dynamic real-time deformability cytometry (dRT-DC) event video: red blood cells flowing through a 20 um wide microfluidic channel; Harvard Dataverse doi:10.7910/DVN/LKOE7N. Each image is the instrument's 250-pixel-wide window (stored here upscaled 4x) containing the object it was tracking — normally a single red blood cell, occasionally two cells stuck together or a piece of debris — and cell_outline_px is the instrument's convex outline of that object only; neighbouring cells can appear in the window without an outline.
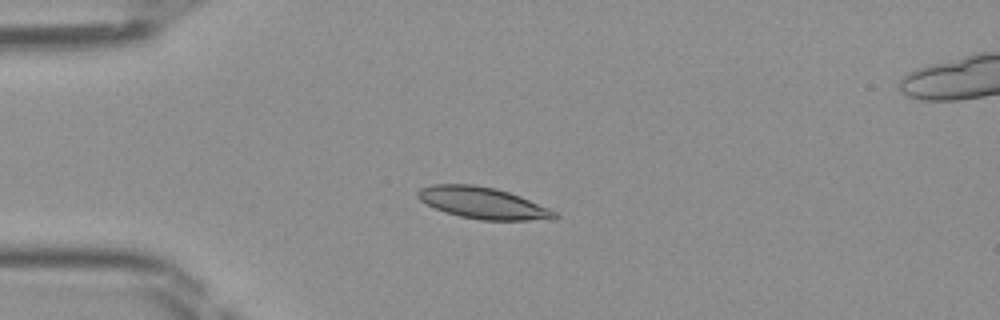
{"species": "Egyptian fruit bat (a non-hibernating species)", "species_latin": "Rousettus aegyptiacus", "temperature_condition": "room temperature", "stored_images_in_passage": 47, "camera_frame_rate_fps": 3000, "um_per_image_px": 0.085, "frame": {"image": 1, "passage_image": 12, "time_ms": 3.667, "image_size_px": [1000, 320], "cell_outline_px": [[560, 216], [556, 220], [480, 220], [460, 216], [444, 212], [420, 200], [416, 196], [416, 192], [420, 188], [432, 184], [472, 184], [496, 188], [520, 196], [548, 208], [556, 212]], "centroid_in_image_um": [41.06, 17.26], "position_along_channel_um": 43.9, "area_um2": 25.26}}
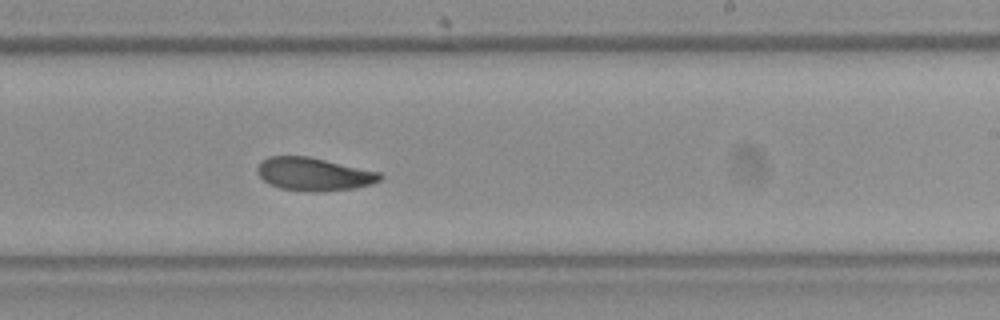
{"frame": {"image": 2, "passage_image": 29, "time_ms": 9.333, "image_size_px": [1000, 320], "cell_outline_px": [[384, 176], [380, 180], [372, 184], [356, 188], [316, 192], [280, 188], [268, 184], [256, 172], [256, 168], [268, 156], [308, 156], [380, 172]], "centroid_in_image_um": [26.69, 14.8], "position_along_channel_um": 262.3, "area_um2": 23.58}}
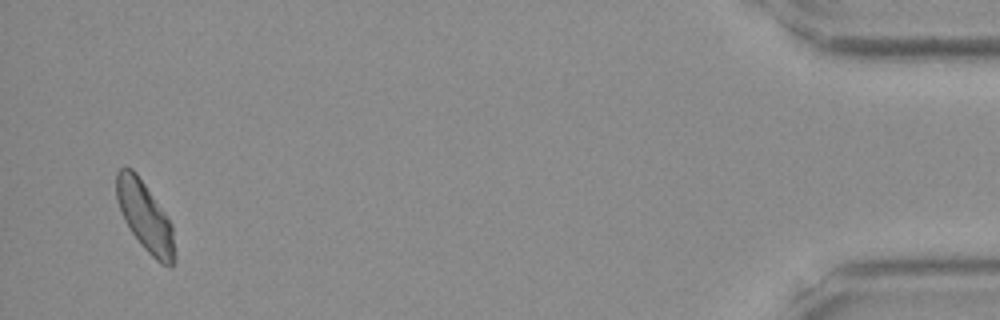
{"frame": {"image": 3, "passage_image": 46, "time_ms": 15.0, "image_size_px": [1000, 320], "cell_outline_px": [[176, 252], [172, 268], [168, 268], [160, 264], [140, 244], [128, 228], [124, 220], [116, 200], [116, 172], [120, 168], [132, 168], [136, 172], [172, 224]], "centroid_in_image_um": [12.33, 18.46], "position_along_channel_um": 422.9, "area_um2": 23.64}}